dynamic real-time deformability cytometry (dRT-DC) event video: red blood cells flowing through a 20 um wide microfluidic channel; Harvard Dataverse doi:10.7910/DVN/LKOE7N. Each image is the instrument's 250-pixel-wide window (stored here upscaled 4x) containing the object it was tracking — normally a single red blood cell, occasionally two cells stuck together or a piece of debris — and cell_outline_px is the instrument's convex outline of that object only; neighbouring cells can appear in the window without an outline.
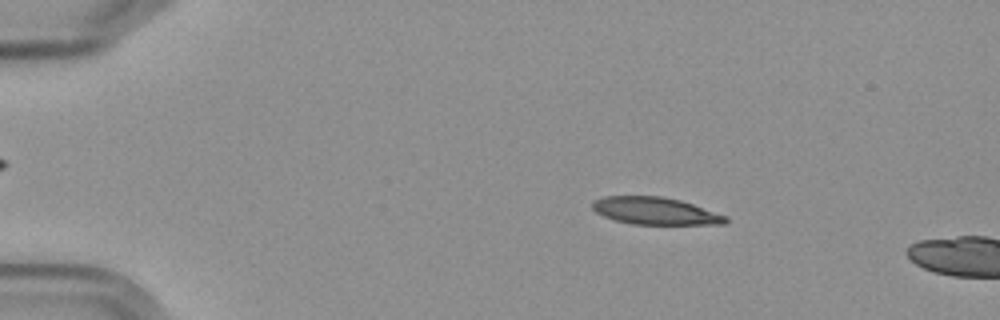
{"species": "Egyptian fruit bat (a non-hibernating species)", "species_latin": "Rousettus aegyptiacus", "temperature_condition": "cold", "stored_images_in_passage": 3, "camera_frame_rate_fps": 3000, "um_per_image_px": 0.085, "frame": {"image": 1, "passage_image": 2, "time_ms": 2.0, "image_size_px": [1000, 320], "cell_outline_px": [[728, 220], [724, 224], [632, 224], [616, 220], [604, 216], [596, 212], [592, 208], [592, 200], [604, 196], [660, 196], [680, 200], [728, 216]], "centroid_in_image_um": [55.68, 17.92], "position_along_channel_um": 29.3, "area_um2": 21.1}}